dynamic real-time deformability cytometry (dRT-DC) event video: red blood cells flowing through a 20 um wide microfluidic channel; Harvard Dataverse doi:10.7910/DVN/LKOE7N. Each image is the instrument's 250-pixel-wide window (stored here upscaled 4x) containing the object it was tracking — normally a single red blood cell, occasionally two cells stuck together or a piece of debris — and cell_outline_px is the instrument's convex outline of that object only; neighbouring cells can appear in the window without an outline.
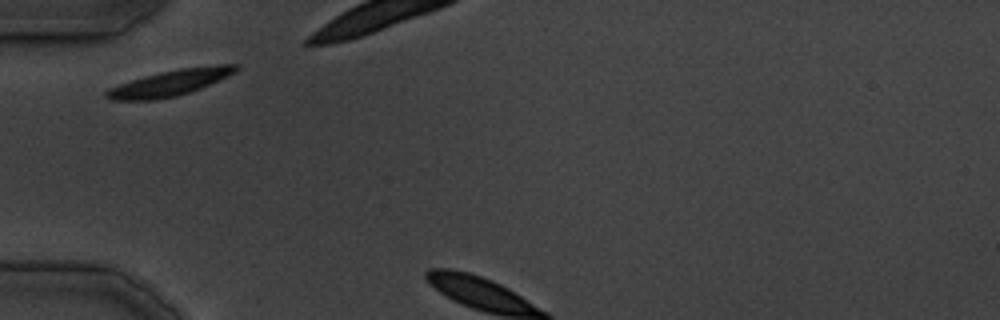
{"species": "common noctule bat (a hibernating species)", "species_latin": "Nyctalus noctula", "temperature_condition": "cold", "stored_images_in_passage": 2, "camera_frame_rate_fps": 3000, "um_per_image_px": 0.085, "animal": {"sex": "male", "body_mass_g": 19.5, "forearm_length_mm": 54.6}, "frame": {"image": 1, "passage_image": 1, "time_ms": 0.0, "image_size_px": [1000, 320], "cell_outline_px": [[240, 68], [236, 72], [228, 76], [200, 88], [176, 96], [156, 100], [108, 100], [104, 96], [104, 92], [108, 88], [144, 76], [160, 72], [180, 68], [220, 64], [240, 64]], "centroid_in_image_um": [14.45, 7.04], "position_along_channel_um": 70.5, "area_um2": 19.59}}